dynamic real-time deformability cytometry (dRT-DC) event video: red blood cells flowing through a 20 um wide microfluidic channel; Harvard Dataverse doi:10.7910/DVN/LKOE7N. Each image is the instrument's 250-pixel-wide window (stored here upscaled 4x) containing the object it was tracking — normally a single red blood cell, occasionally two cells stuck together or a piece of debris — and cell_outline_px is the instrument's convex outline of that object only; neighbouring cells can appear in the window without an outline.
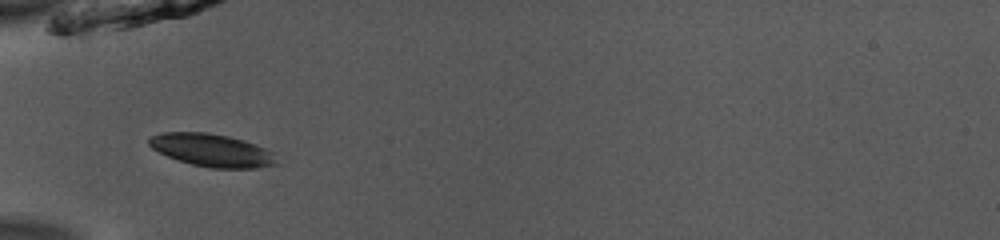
{"species": "common noctule bat (a hibernating species)", "species_latin": "Nyctalus noctula", "temperature_condition": "room temperature", "stored_images_in_passage": 24, "camera_frame_rate_fps": 3000, "um_per_image_px": 0.085, "animal": {"sex": "male", "body_mass_g": 13.0, "forearm_length_mm": 53.1}, "frame": {"image": 1, "passage_image": 4, "time_ms": 1.0, "image_size_px": [1000, 240], "cell_outline_px": [[276, 164], [256, 168], [212, 168], [192, 164], [168, 156], [152, 148], [148, 144], [148, 140], [152, 136], [164, 132], [208, 132], [228, 136], [244, 140], [256, 144], [272, 152]], "centroid_in_image_um": [18.0, 12.76], "position_along_channel_um": 67.0, "area_um2": 24.04}}